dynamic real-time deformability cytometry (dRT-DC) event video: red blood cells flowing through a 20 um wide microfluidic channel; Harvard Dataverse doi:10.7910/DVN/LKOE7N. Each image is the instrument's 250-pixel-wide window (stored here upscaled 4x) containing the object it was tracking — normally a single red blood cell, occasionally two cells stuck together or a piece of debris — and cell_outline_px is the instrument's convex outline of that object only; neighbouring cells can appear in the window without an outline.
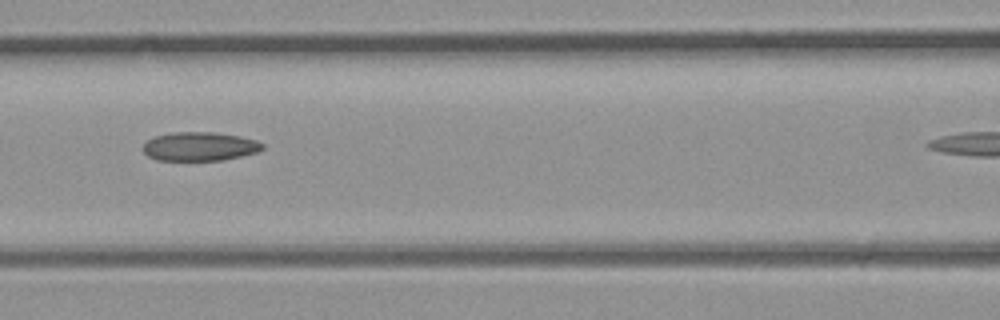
{"species": "common noctule bat (a hibernating species)", "species_latin": "Nyctalus noctula", "temperature_condition": "room temperature", "stored_images_in_passage": 5, "segment_of_instrument_passage": [1, 2], "camera_frame_rate_fps": 3000, "um_per_image_px": 0.085, "animal": {"sex": "male", "body_mass_g": 23.1, "forearm_length_mm": 52.7}, "frame": {"image": 1, "passage_image": 4, "time_ms": 1.0, "image_size_px": [1000, 320], "cell_outline_px": [[264, 148], [256, 152], [224, 160], [156, 160], [148, 156], [144, 152], [144, 144], [148, 140], [156, 136], [176, 132], [212, 132], [240, 136], [256, 140], [264, 144]], "centroid_in_image_um": [16.99, 12.45], "position_along_channel_um": 149.6, "area_um2": 19.88}}